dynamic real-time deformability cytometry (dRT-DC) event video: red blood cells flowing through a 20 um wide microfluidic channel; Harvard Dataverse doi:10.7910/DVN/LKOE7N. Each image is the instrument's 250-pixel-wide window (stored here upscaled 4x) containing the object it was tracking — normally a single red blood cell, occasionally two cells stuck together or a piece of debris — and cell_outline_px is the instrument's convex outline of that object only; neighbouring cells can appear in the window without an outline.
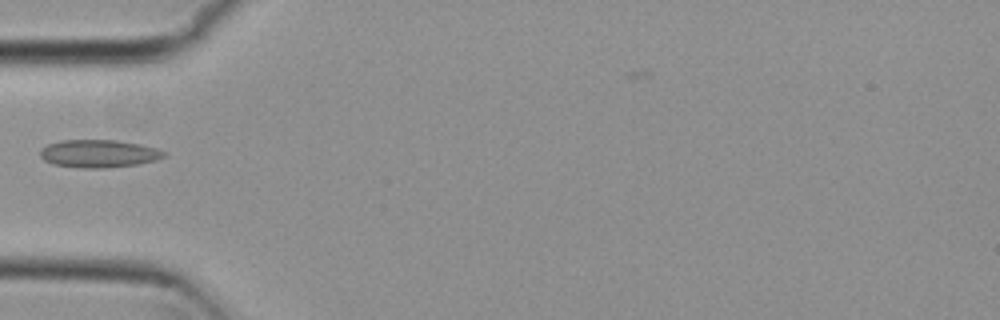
{"species": "common noctule bat (a hibernating species)", "species_latin": "Nyctalus noctula", "temperature_condition": "cold", "stored_images_in_passage": 12, "camera_frame_rate_fps": 3000, "um_per_image_px": 0.085, "animal": {"sex": "female", "body_mass_g": 29.2, "forearm_length_mm": 56.3}, "frame": {"image": 1, "passage_image": 1, "time_ms": 0.0, "image_size_px": [1000, 320], "cell_outline_px": [[168, 156], [156, 160], [136, 164], [104, 168], [80, 168], [52, 164], [44, 160], [40, 156], [40, 148], [48, 144], [60, 140], [116, 140], [140, 144], [156, 148], [168, 152]], "centroid_in_image_um": [8.4, 13.05], "position_along_channel_um": 76.6, "area_um2": 20.23}}
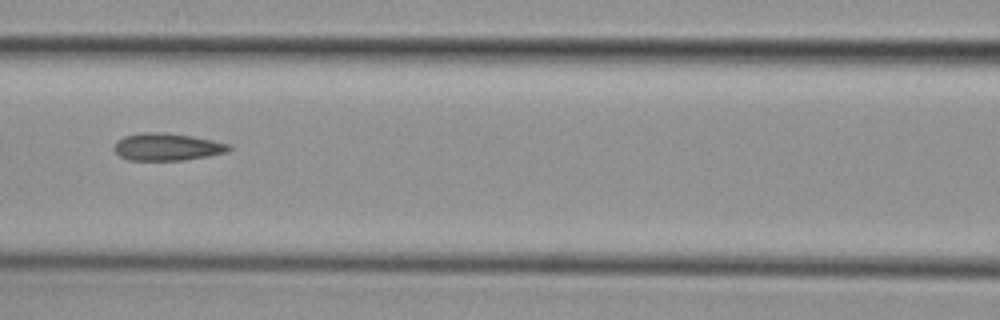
{"frame": {"image": 2, "passage_image": 7, "time_ms": 2.0, "image_size_px": [1000, 320], "cell_outline_px": [[232, 148], [228, 152], [208, 156], [184, 160], [128, 160], [120, 156], [112, 148], [116, 140], [124, 136], [140, 132], [164, 132], [192, 136], [232, 144]], "centroid_in_image_um": [14.2, 12.48], "position_along_channel_um": 152.4, "area_um2": 18.55}}
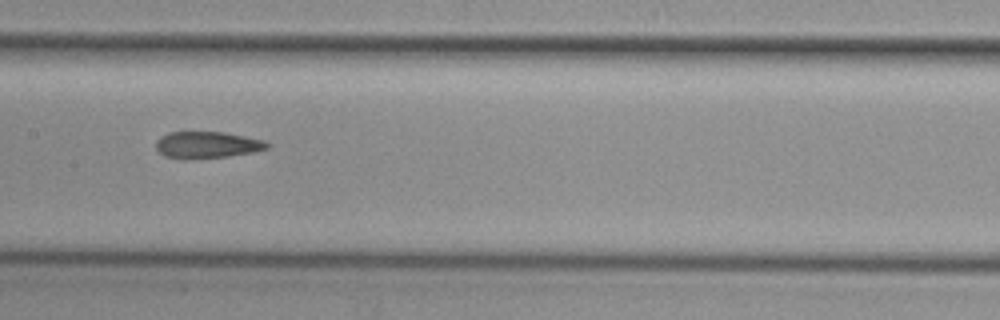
{"frame": {"image": 3, "passage_image": 10, "time_ms": 3.0, "image_size_px": [1000, 320], "cell_outline_px": [[272, 144], [268, 148], [252, 152], [228, 156], [188, 160], [180, 160], [164, 156], [156, 148], [156, 140], [160, 136], [168, 132], [224, 132], [264, 140]], "centroid_in_image_um": [17.57, 12.32], "position_along_channel_um": 189.8, "area_um2": 17.57}}